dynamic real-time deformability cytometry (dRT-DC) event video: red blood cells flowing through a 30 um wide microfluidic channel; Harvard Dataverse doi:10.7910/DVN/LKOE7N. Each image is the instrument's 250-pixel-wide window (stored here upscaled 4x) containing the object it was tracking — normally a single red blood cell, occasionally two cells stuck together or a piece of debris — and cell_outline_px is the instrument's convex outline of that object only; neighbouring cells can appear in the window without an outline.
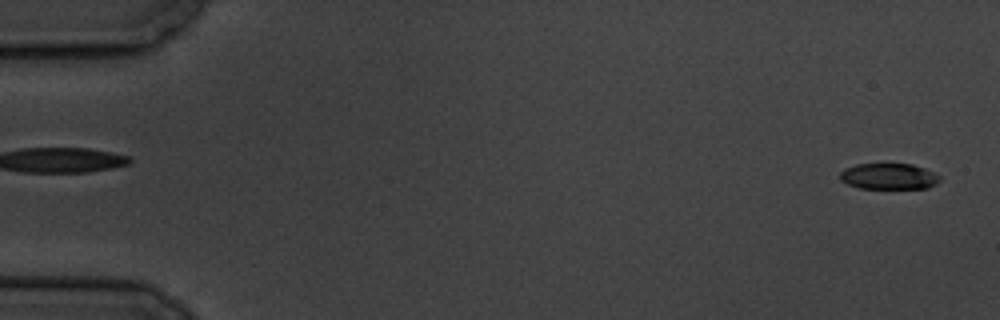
{"species": "common noctule bat (a hibernating species)", "species_latin": "Nyctalus noctula", "temperature_condition": "cold", "stored_images_in_passage": 5, "segment_of_instrument_passage": [2, 2], "camera_frame_rate_fps": 3000, "um_per_image_px": 0.085, "animal": {"sex": "male", "body_mass_g": 19.5, "forearm_length_mm": 54.6}, "frame": {"image": 1, "passage_image": 5, "time_ms": 4.333, "image_size_px": [1000, 320], "cell_outline_px": [[940, 180], [936, 184], [928, 188], [860, 188], [848, 184], [840, 180], [840, 172], [844, 168], [856, 164], [912, 164], [924, 168], [940, 176]], "centroid_in_image_um": [75.54, 14.99], "position_along_channel_um": 9.5, "area_um2": 15.09}}